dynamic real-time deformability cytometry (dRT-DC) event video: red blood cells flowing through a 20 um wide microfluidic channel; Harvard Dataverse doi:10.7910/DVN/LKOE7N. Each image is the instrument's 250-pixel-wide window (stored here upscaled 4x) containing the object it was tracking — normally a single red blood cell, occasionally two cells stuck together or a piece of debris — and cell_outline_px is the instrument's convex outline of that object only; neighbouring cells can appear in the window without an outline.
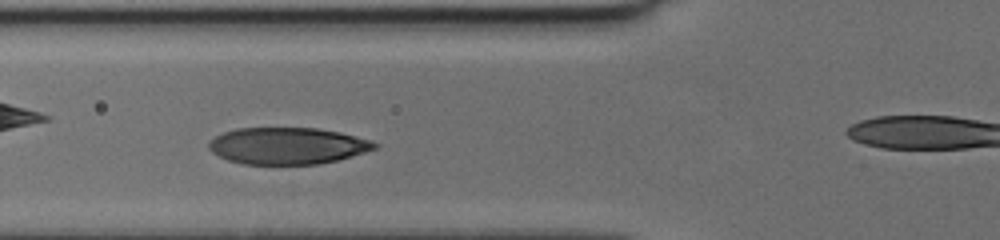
{"species": "human", "species_latin": "Homo sapiens", "temperature_condition": "cold", "stored_images_in_passage": 32, "camera_frame_rate_fps": 3000, "um_per_image_px": 0.085, "donor": {"sex": "female"}, "frame": {"image": 1, "passage_image": 8, "time_ms": 2.333, "image_size_px": [1000, 240], "cell_outline_px": [[380, 144], [376, 148], [364, 152], [336, 160], [320, 164], [244, 164], [228, 160], [212, 152], [208, 148], [208, 144], [216, 136], [224, 132], [236, 128], [316, 128], [340, 132], [368, 140]], "centroid_in_image_um": [24.41, 12.39], "position_along_channel_um": 101.4, "area_um2": 35.2}}
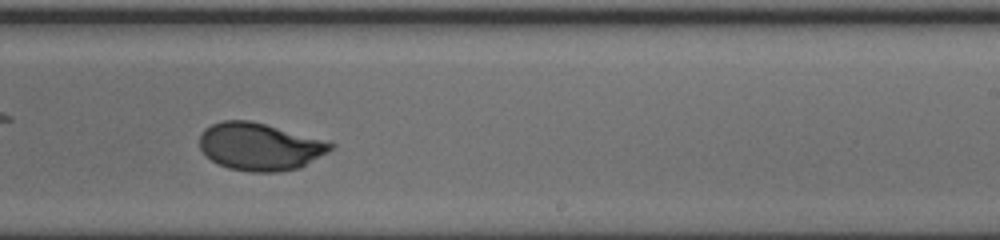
{"frame": {"image": 2, "passage_image": 20, "time_ms": 6.333, "image_size_px": [1000, 240], "cell_outline_px": [[336, 144], [328, 152], [300, 168], [280, 172], [252, 172], [228, 168], [216, 164], [200, 148], [200, 136], [204, 128], [212, 124], [224, 120], [248, 120], [264, 124]], "centroid_in_image_um": [22.05, 12.48], "position_along_channel_um": 266.9, "area_um2": 35.89}}
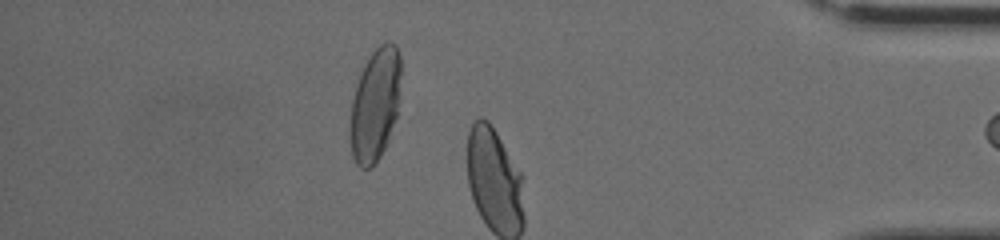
{"frame": {"image": 3, "passage_image": 31, "time_ms": 10.0, "image_size_px": [1000, 240], "cell_outline_px": [[400, 100], [396, 116], [388, 140], [380, 156], [372, 168], [360, 168], [356, 164], [352, 156], [352, 100], [356, 84], [360, 72], [364, 64], [372, 52], [384, 40], [388, 40], [396, 44], [400, 52]], "centroid_in_image_um": [31.92, 8.83], "position_along_channel_um": 403.3, "area_um2": 33.23}}